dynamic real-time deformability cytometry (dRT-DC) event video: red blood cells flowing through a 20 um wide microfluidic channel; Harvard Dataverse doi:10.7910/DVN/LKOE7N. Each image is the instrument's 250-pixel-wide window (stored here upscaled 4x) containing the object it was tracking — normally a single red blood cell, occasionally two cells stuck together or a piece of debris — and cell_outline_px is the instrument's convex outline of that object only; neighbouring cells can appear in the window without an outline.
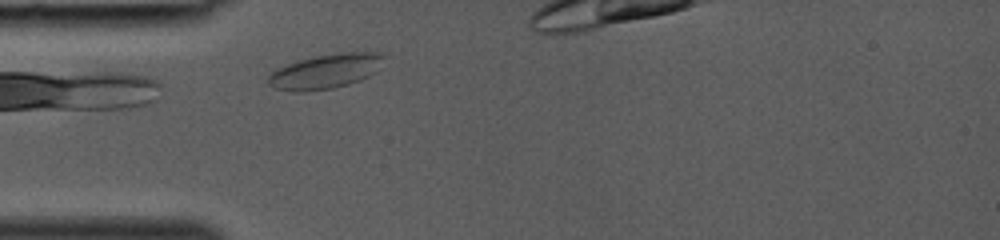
{"species": "common noctule bat (a hibernating species)", "species_latin": "Nyctalus noctula", "temperature_condition": "room temperature", "stored_images_in_passage": 10, "camera_frame_rate_fps": 3000, "um_per_image_px": 0.085, "animal": {"sex": "female", "body_mass_g": 19.0, "forearm_length_mm": 53.3}, "frame": {"image": 1, "passage_image": 1, "time_ms": 0.0, "image_size_px": [1000, 240], "cell_outline_px": [[388, 52], [376, 72], [360, 80], [348, 84], [332, 88], [304, 92], [292, 92], [276, 88], [268, 84], [268, 76], [276, 68], [312, 56], [340, 52]], "centroid_in_image_um": [27.7, 6.05], "position_along_channel_um": 57.3, "area_um2": 23.52}}
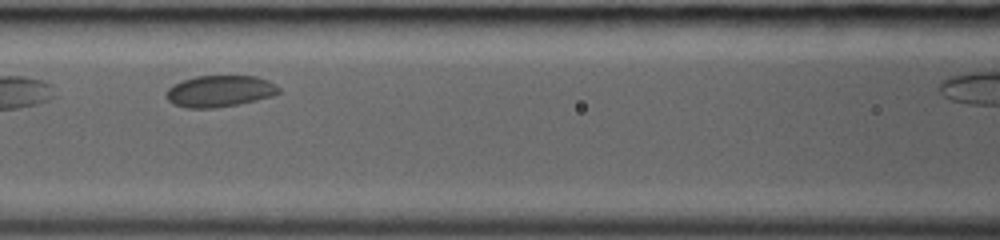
{"frame": {"image": 2, "passage_image": 7, "time_ms": 2.0, "image_size_px": [1000, 240], "cell_outline_px": [[280, 92], [272, 96], [240, 104], [212, 108], [184, 108], [172, 104], [164, 96], [168, 88], [172, 84], [180, 80], [196, 76], [256, 76], [268, 80], [276, 84], [280, 88]], "centroid_in_image_um": [18.64, 7.75], "position_along_channel_um": 148.0, "area_um2": 20.98}}